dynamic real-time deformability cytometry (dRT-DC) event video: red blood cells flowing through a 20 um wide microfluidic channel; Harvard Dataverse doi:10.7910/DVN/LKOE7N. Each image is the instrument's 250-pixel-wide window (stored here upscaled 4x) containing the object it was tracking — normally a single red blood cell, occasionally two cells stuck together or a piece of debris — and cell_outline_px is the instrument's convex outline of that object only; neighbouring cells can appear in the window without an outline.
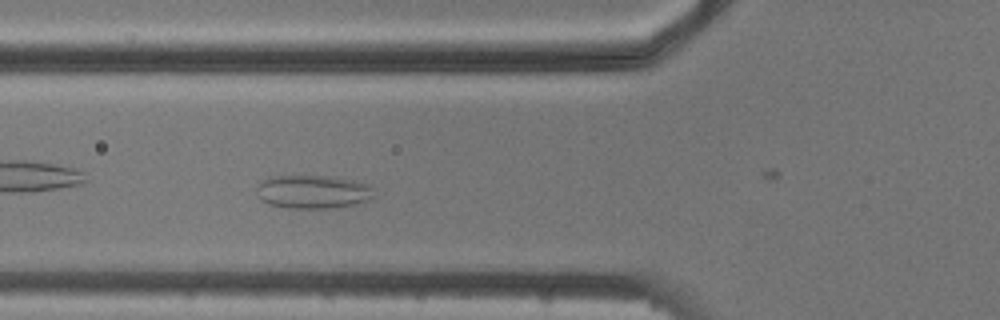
{"species": "common noctule bat (a hibernating species)", "species_latin": "Nyctalus noctula", "temperature_condition": "cold", "stored_images_in_passage": 3, "camera_frame_rate_fps": 3000, "um_per_image_px": 0.085, "animal": {"sex": "male", "body_mass_g": 20.5, "forearm_length_mm": 52.5}, "frame": {"image": 1, "passage_image": 3, "time_ms": 2.333, "image_size_px": [1000, 320], "cell_outline_px": [[372, 196], [368, 200], [356, 204], [328, 208], [288, 208], [268, 204], [260, 200], [256, 192], [256, 188], [268, 176], [332, 176], [356, 180], [368, 184]], "centroid_in_image_um": [26.55, 16.3], "position_along_channel_um": 99.3, "area_um2": 22.83}}